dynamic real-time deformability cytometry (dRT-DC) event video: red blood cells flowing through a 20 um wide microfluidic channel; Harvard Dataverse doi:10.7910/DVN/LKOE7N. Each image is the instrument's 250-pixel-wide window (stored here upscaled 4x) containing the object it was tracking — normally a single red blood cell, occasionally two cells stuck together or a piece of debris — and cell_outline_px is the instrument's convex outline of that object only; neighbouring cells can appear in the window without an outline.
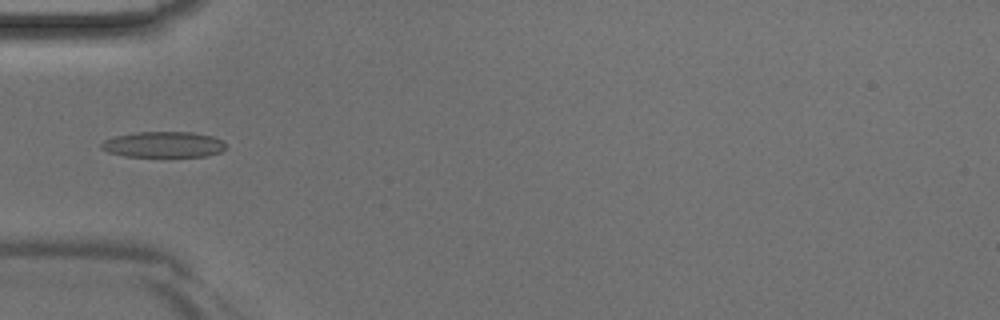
{"species": "Egyptian fruit bat (a non-hibernating species)", "species_latin": "Rousettus aegyptiacus", "temperature_condition": "room temperature", "stored_images_in_passage": 19, "camera_frame_rate_fps": 3000, "um_per_image_px": 0.085, "animal": {"sex": "male"}, "frame": {"image": 1, "passage_image": 4, "time_ms": 1.0, "image_size_px": [1000, 320], "cell_outline_px": [[224, 148], [220, 152], [204, 156], [124, 156], [108, 152], [100, 148], [100, 144], [104, 140], [116, 136], [136, 132], [192, 132], [212, 136], [220, 140], [224, 144]], "centroid_in_image_um": [13.84, 12.28], "position_along_channel_um": 71.2, "area_um2": 18.5}}
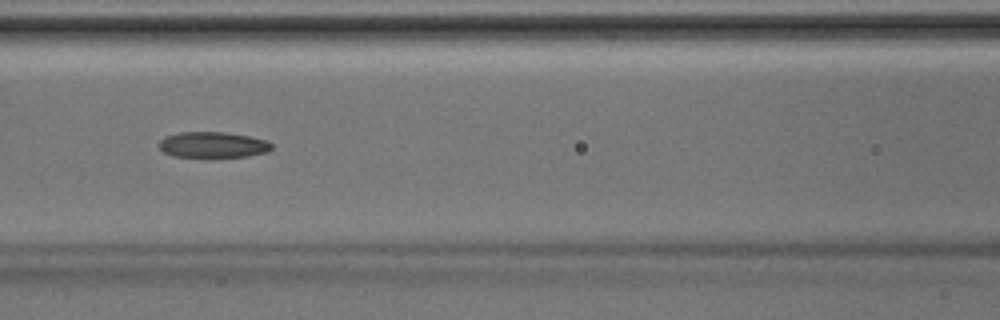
{"frame": {"image": 2, "passage_image": 9, "time_ms": 2.667, "image_size_px": [1000, 320], "cell_outline_px": [[272, 148], [268, 152], [248, 156], [172, 156], [164, 152], [160, 148], [160, 140], [164, 136], [180, 132], [224, 132], [248, 136], [268, 140], [272, 144]], "centroid_in_image_um": [18.11, 12.29], "position_along_channel_um": 148.5, "area_um2": 16.76}}